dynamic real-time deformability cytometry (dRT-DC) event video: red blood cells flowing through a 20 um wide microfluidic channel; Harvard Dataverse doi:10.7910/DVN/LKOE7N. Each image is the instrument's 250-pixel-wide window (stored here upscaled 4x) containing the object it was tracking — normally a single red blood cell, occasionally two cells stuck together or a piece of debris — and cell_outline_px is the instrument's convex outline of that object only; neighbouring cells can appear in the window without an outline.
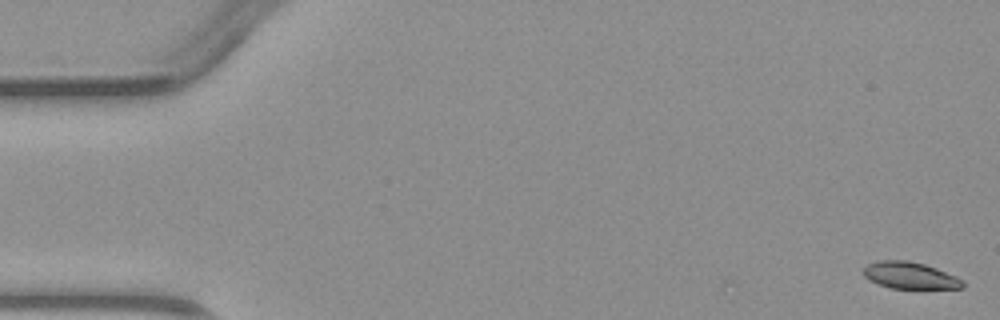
{"species": "common noctule bat (a hibernating species)", "species_latin": "Nyctalus noctula", "temperature_condition": "warm", "stored_images_in_passage": 4, "camera_frame_rate_fps": 3000, "um_per_image_px": 0.085, "animal": {"sex": "male", "body_mass_g": 23.1, "forearm_length_mm": 52.7}, "frame": {"image": 1, "passage_image": 1, "time_ms": 0.0, "image_size_px": [1000, 320], "cell_outline_px": [[964, 288], [892, 288], [868, 280], [864, 276], [864, 268], [868, 264], [880, 260], [908, 260], [924, 264], [936, 268], [956, 276], [964, 280]], "centroid_in_image_um": [77.36, 23.41], "position_along_channel_um": 7.6, "area_um2": 15.37}}
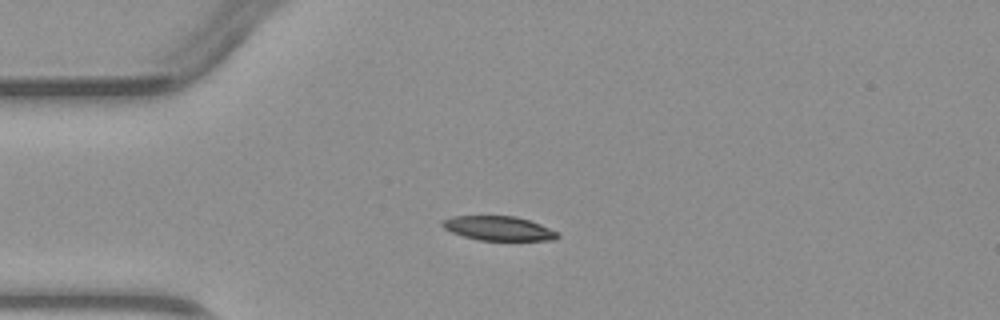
{"frame": {"image": 2, "passage_image": 4, "time_ms": 3.667, "image_size_px": [1000, 320], "cell_outline_px": [[560, 236], [556, 240], [480, 240], [464, 236], [452, 232], [444, 228], [440, 224], [444, 220], [452, 216], [516, 216], [540, 224], [556, 232]], "centroid_in_image_um": [42.37, 19.41], "position_along_channel_um": 42.6, "area_um2": 16.13}}